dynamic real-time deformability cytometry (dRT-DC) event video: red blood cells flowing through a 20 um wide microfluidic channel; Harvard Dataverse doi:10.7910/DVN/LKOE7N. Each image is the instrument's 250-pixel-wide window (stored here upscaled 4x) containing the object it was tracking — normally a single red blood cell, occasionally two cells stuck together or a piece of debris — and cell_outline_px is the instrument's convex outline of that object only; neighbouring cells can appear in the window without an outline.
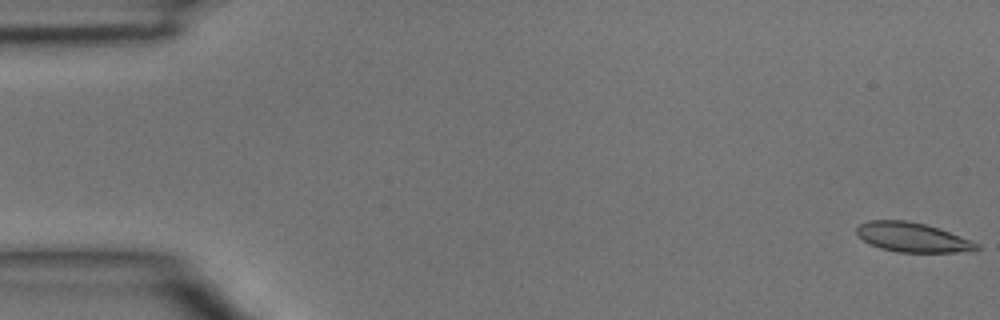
{"species": "common noctule bat (a hibernating species)", "species_latin": "Nyctalus noctula", "temperature_condition": "room temperature", "stored_images_in_passage": 47, "camera_frame_rate_fps": 3000, "um_per_image_px": 0.085, "animal": {"sex": "male", "body_mass_g": 15.6}, "frame": {"image": 1, "passage_image": 1, "time_ms": 0.0, "image_size_px": [1000, 320], "cell_outline_px": [[980, 248], [976, 252], [900, 252], [880, 248], [864, 240], [856, 232], [856, 228], [860, 224], [868, 220], [904, 220], [924, 224], [948, 232], [980, 244]], "centroid_in_image_um": [77.59, 20.18], "position_along_channel_um": 7.4, "area_um2": 20.35}}
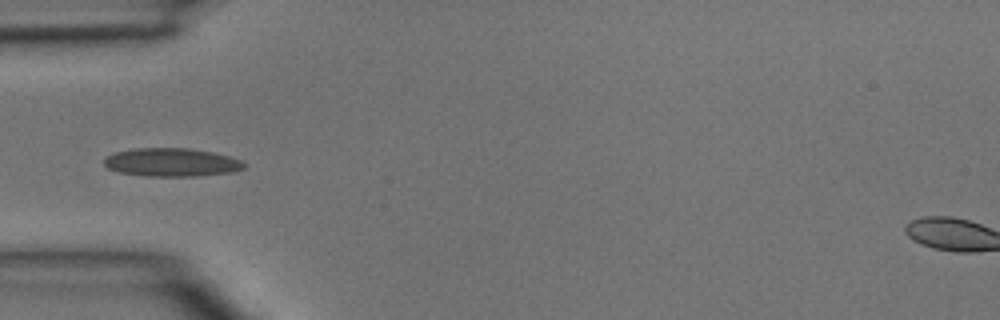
{"frame": {"image": 2, "passage_image": 15, "time_ms": 4.667, "image_size_px": [1000, 320], "cell_outline_px": [[248, 164], [244, 168], [232, 172], [196, 176], [144, 176], [116, 172], [108, 168], [104, 164], [104, 160], [112, 152], [132, 148], [188, 148], [212, 152], [228, 156], [240, 160]], "centroid_in_image_um": [14.56, 13.8], "position_along_channel_um": 70.4, "area_um2": 23.29}}
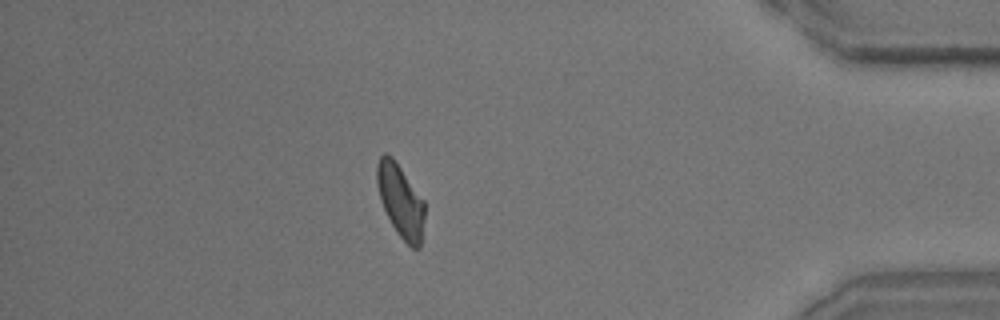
{"frame": {"image": 3, "passage_image": 41, "time_ms": 13.333, "image_size_px": [1000, 320], "cell_outline_px": [[424, 216], [420, 248], [412, 248], [396, 232], [380, 200], [376, 184], [376, 164], [380, 156], [384, 152], [388, 152], [392, 156], [424, 200]], "centroid_in_image_um": [34.02, 17.02], "position_along_channel_um": 401.2, "area_um2": 20.23}}